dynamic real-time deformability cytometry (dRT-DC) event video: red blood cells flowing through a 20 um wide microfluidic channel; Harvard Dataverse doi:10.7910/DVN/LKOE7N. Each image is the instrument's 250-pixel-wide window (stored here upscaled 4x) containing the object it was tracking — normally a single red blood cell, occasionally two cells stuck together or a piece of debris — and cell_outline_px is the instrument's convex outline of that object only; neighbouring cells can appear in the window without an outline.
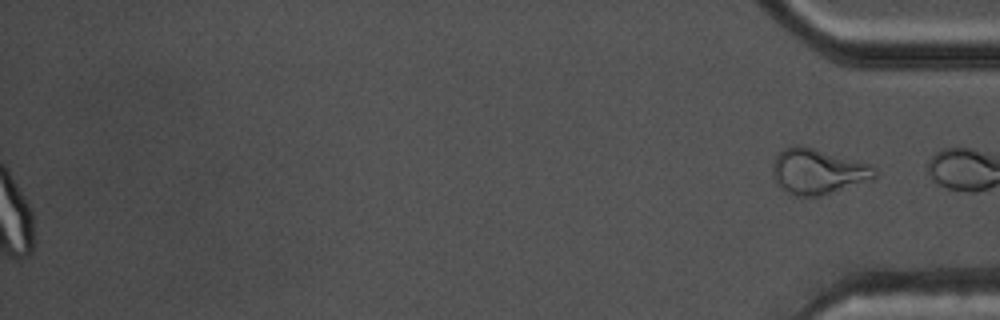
{"species": "common noctule bat (a hibernating species)", "species_latin": "Nyctalus noctula", "temperature_condition": "warm", "stored_images_in_passage": 44, "segment_of_instrument_passage": [2, 2], "camera_frame_rate_fps": 3000, "um_per_image_px": 0.085, "animal": {"sex": "male", "body_mass_g": 17.5, "forearm_length_mm": 52.3}, "frame": {"image": 1, "passage_image": 44, "time_ms": 14.333, "image_size_px": [1000, 320], "cell_outline_px": [[876, 176], [872, 180], [820, 196], [796, 196], [788, 192], [776, 180], [772, 168], [772, 164], [776, 156], [784, 148], [796, 144], [812, 148], [872, 164], [876, 168]], "centroid_in_image_um": [69.56, 14.57], "position_along_channel_um": 365.6, "area_um2": 26.76}}